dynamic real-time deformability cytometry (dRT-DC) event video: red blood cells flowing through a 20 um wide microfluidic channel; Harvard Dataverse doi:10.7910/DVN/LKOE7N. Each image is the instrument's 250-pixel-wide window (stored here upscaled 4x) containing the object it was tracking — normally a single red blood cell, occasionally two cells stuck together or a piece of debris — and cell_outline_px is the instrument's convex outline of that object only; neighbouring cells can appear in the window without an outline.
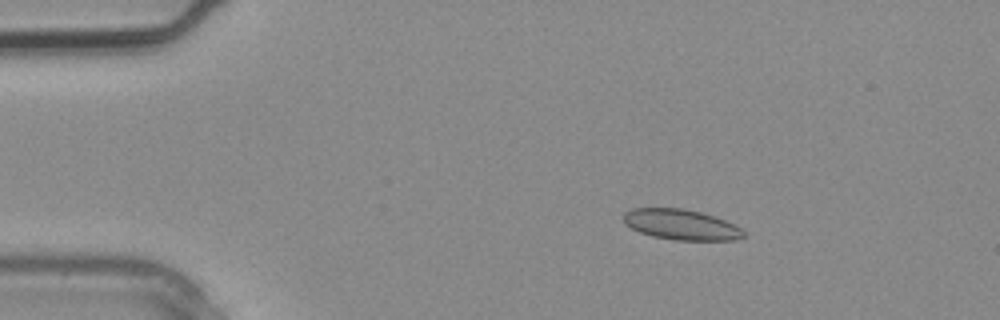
{"species": "common noctule bat (a hibernating species)", "species_latin": "Nyctalus noctula", "temperature_condition": "warm", "stored_images_in_passage": 3, "camera_frame_rate_fps": 3000, "um_per_image_px": 0.085, "animal": {"sex": "male", "body_mass_g": 20.4}, "frame": {"image": 1, "passage_image": 2, "time_ms": 0.333, "image_size_px": [1000, 320], "cell_outline_px": [[744, 236], [736, 240], [676, 240], [652, 236], [640, 232], [624, 224], [624, 212], [632, 208], [684, 208], [700, 212], [724, 220], [740, 228], [744, 232]], "centroid_in_image_um": [57.86, 19.09], "position_along_channel_um": 27.1, "area_um2": 21.15}}